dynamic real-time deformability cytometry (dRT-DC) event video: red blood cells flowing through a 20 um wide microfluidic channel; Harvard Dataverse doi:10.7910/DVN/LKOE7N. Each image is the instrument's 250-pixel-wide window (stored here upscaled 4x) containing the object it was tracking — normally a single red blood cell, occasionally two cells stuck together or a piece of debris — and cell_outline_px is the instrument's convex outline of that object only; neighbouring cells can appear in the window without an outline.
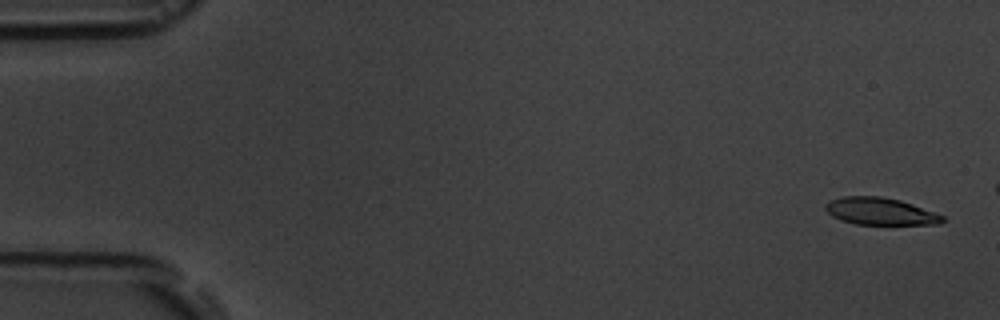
{"species": "common noctule bat (a hibernating species)", "species_latin": "Nyctalus noctula", "temperature_condition": "room temperature", "stored_images_in_passage": 5, "camera_frame_rate_fps": 3000, "um_per_image_px": 0.085, "animal": {"sex": "male", "body_mass_g": 19.5, "forearm_length_mm": 54.6}, "frame": {"image": 1, "passage_image": 1, "time_ms": 0.0, "image_size_px": [1000, 320], "cell_outline_px": [[944, 220], [940, 224], [856, 224], [840, 220], [832, 216], [824, 208], [824, 204], [832, 200], [844, 196], [880, 196], [900, 200], [912, 204], [944, 216]], "centroid_in_image_um": [74.79, 17.96], "position_along_channel_um": 10.2, "area_um2": 18.38}}